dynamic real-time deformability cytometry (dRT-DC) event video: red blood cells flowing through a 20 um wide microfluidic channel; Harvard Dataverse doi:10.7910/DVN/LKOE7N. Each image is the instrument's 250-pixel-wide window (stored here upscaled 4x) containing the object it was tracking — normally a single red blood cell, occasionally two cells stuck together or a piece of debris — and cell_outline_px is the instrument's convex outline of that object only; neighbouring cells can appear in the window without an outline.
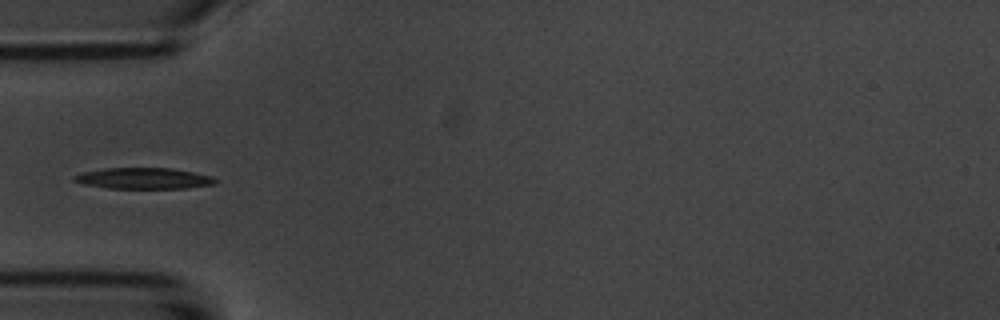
{"species": "common noctule bat (a hibernating species)", "species_latin": "Nyctalus noctula", "temperature_condition": "room temperature", "stored_images_in_passage": 7, "camera_frame_rate_fps": 3000, "um_per_image_px": 0.085, "animal": {"sex": "male", "body_mass_g": 20.1, "forearm_length_mm": 53.5}, "frame": {"image": 1, "passage_image": 4, "time_ms": 4.333, "image_size_px": [1000, 320], "cell_outline_px": [[216, 184], [184, 188], [108, 188], [84, 184], [72, 180], [72, 176], [84, 172], [104, 168], [172, 168], [212, 176], [216, 180]], "centroid_in_image_um": [12.2, 15.16], "position_along_channel_um": 72.8, "area_um2": 17.22}}
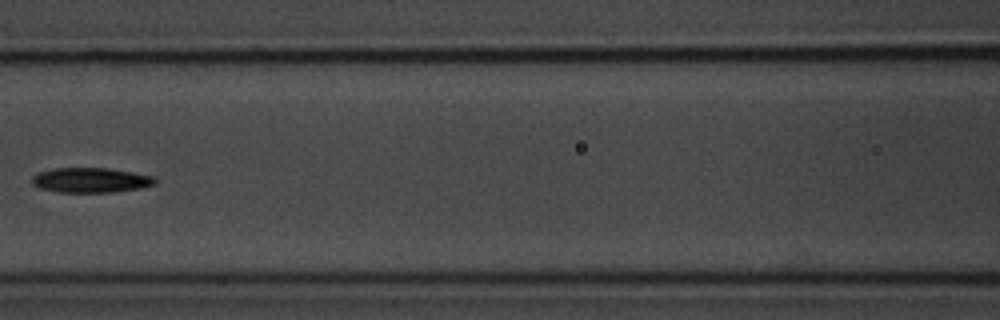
{"frame": {"image": 2, "passage_image": 6, "time_ms": 6.667, "image_size_px": [1000, 320], "cell_outline_px": [[156, 184], [140, 188], [112, 192], [60, 192], [40, 188], [32, 184], [32, 176], [36, 172], [52, 168], [108, 168], [156, 176]], "centroid_in_image_um": [7.71, 15.3], "position_along_channel_um": 158.9, "area_um2": 17.98}}
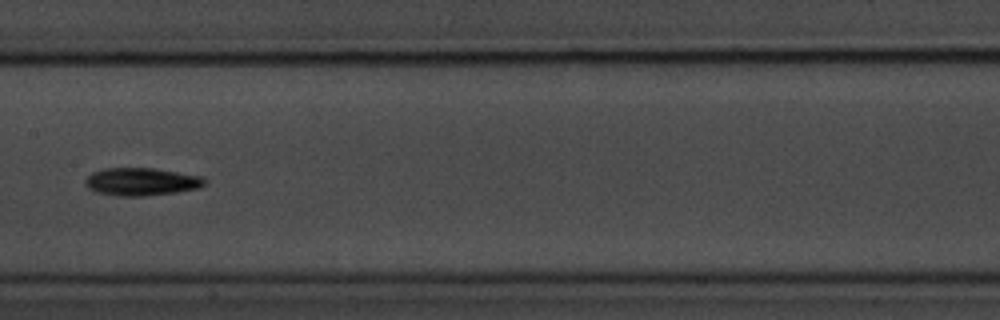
{"frame": {"image": 3, "passage_image": 7, "time_ms": 7.667, "image_size_px": [1000, 320], "cell_outline_px": [[208, 180], [200, 188], [176, 192], [140, 196], [120, 196], [96, 192], [88, 188], [84, 180], [92, 172], [104, 168], [152, 168], [200, 176]], "centroid_in_image_um": [12.01, 15.44], "position_along_channel_um": 195.4, "area_um2": 19.19}}